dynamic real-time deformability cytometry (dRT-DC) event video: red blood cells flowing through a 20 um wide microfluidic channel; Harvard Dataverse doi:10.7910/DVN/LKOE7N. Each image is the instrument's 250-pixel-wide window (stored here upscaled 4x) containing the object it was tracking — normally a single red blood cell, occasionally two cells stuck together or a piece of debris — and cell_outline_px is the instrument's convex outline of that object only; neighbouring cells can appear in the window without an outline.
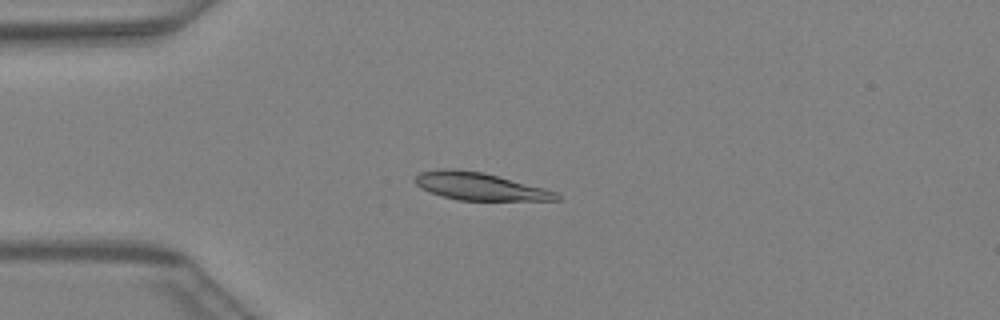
{"species": "Egyptian fruit bat (a non-hibernating species)", "species_latin": "Rousettus aegyptiacus", "temperature_condition": "warm", "stored_images_in_passage": 46, "camera_frame_rate_fps": 3000, "um_per_image_px": 0.085, "animal": {"sex": "female"}, "frame": {"image": 1, "passage_image": 12, "time_ms": 3.667, "image_size_px": [1000, 320], "cell_outline_px": [[560, 200], [456, 200], [440, 196], [428, 192], [420, 188], [412, 180], [420, 172], [440, 168], [452, 168], [484, 172], [544, 188], [556, 192], [560, 196]], "centroid_in_image_um": [40.7, 15.83], "position_along_channel_um": 44.3, "area_um2": 22.89}}
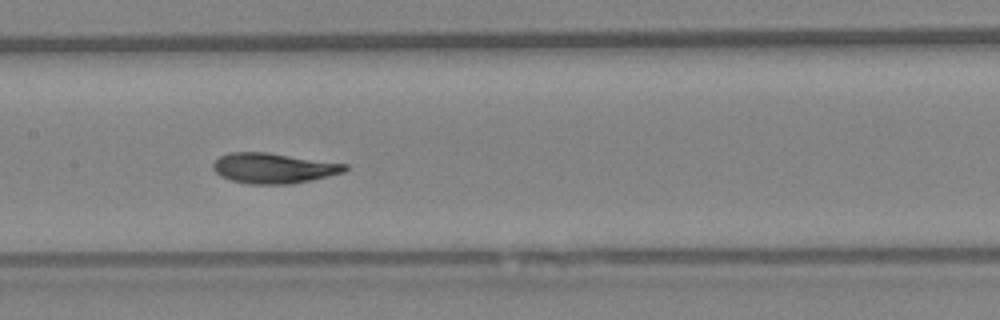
{"frame": {"image": 2, "passage_image": 23, "time_ms": 7.333, "image_size_px": [1000, 320], "cell_outline_px": [[348, 168], [344, 172], [312, 180], [292, 184], [248, 184], [232, 180], [220, 176], [212, 168], [212, 164], [220, 156], [228, 152], [268, 152], [348, 164]], "centroid_in_image_um": [23.25, 14.29], "position_along_channel_um": 184.2, "area_um2": 23.41}}
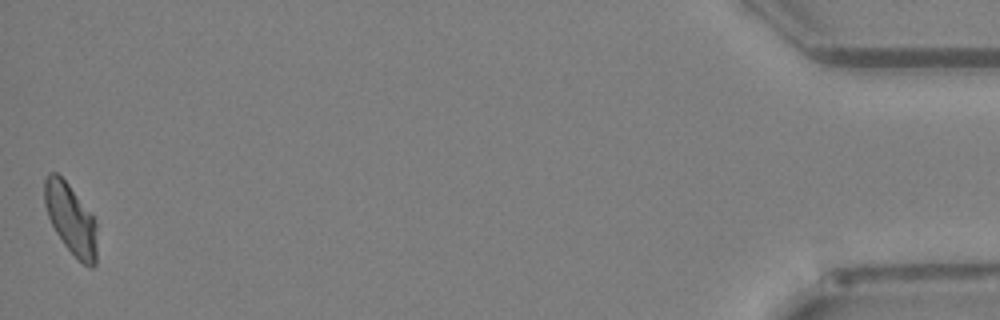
{"frame": {"image": 3, "passage_image": 46, "time_ms": 15.0, "image_size_px": [1000, 320], "cell_outline_px": [[96, 264], [92, 268], [88, 268], [64, 244], [56, 232], [48, 216], [44, 204], [44, 180], [48, 172], [56, 172], [68, 184], [92, 212], [96, 224]], "centroid_in_image_um": [6.02, 18.59], "position_along_channel_um": 429.2, "area_um2": 21.5}}